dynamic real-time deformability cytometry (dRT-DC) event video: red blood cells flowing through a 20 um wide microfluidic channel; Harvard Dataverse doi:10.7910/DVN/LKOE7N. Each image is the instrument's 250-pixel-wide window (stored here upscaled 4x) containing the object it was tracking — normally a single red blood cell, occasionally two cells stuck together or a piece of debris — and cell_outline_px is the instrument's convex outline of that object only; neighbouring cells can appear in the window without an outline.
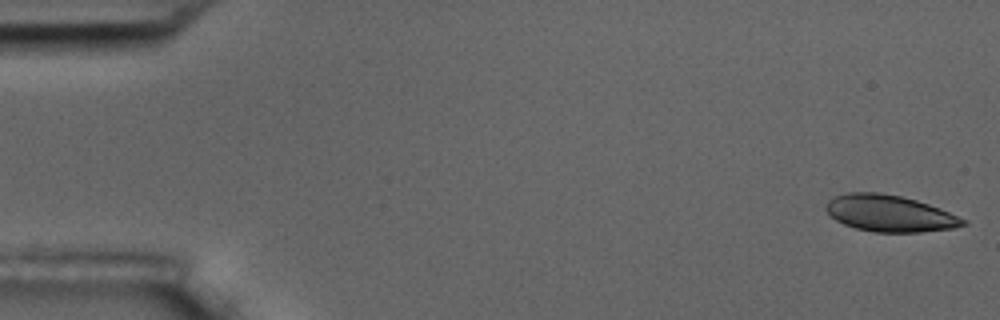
{"species": "common noctule bat (a hibernating species)", "species_latin": "Nyctalus noctula", "temperature_condition": "room temperature", "stored_images_in_passage": 5, "camera_frame_rate_fps": 3000, "um_per_image_px": 0.085, "animal": {"sex": "male", "body_mass_g": 17.5, "forearm_length_mm": 52.3}, "frame": {"image": 1, "passage_image": 1, "time_ms": 0.0, "image_size_px": [1000, 320], "cell_outline_px": [[968, 224], [952, 228], [920, 232], [876, 232], [856, 228], [844, 224], [836, 220], [824, 208], [828, 200], [832, 196], [848, 192], [876, 192], [900, 196], [916, 200], [940, 208], [968, 220]], "centroid_in_image_um": [75.62, 18.13], "position_along_channel_um": 9.4, "area_um2": 29.19}}